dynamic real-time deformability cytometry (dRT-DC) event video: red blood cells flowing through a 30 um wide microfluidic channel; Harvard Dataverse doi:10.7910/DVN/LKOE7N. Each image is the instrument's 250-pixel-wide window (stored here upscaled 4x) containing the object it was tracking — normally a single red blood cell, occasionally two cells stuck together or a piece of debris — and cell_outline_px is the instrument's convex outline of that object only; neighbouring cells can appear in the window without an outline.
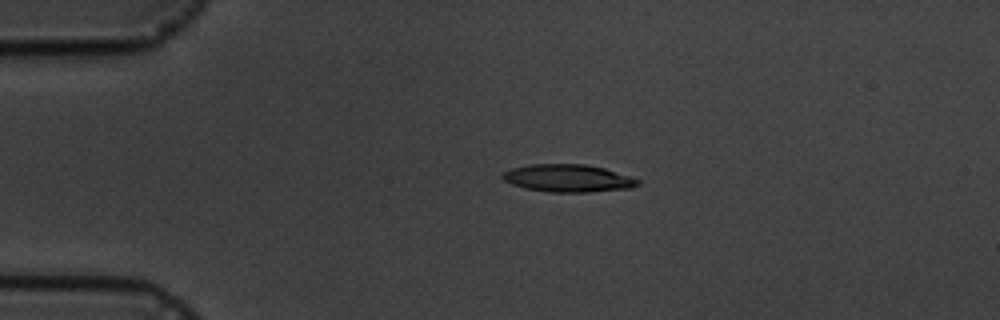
{"species": "common noctule bat (a hibernating species)", "species_latin": "Nyctalus noctula", "temperature_condition": "cold", "stored_images_in_passage": 4, "camera_frame_rate_fps": 3000, "um_per_image_px": 0.085, "animal": {"sex": "male", "body_mass_g": 19.5, "forearm_length_mm": 54.6}, "frame": {"image": 1, "passage_image": 3, "time_ms": 3.0, "image_size_px": [1000, 320], "cell_outline_px": [[640, 184], [628, 188], [588, 192], [548, 192], [524, 188], [512, 184], [504, 180], [500, 176], [504, 172], [512, 168], [528, 164], [584, 164], [604, 168], [640, 180]], "centroid_in_image_um": [48.24, 15.14], "position_along_channel_um": 36.8, "area_um2": 21.62}}